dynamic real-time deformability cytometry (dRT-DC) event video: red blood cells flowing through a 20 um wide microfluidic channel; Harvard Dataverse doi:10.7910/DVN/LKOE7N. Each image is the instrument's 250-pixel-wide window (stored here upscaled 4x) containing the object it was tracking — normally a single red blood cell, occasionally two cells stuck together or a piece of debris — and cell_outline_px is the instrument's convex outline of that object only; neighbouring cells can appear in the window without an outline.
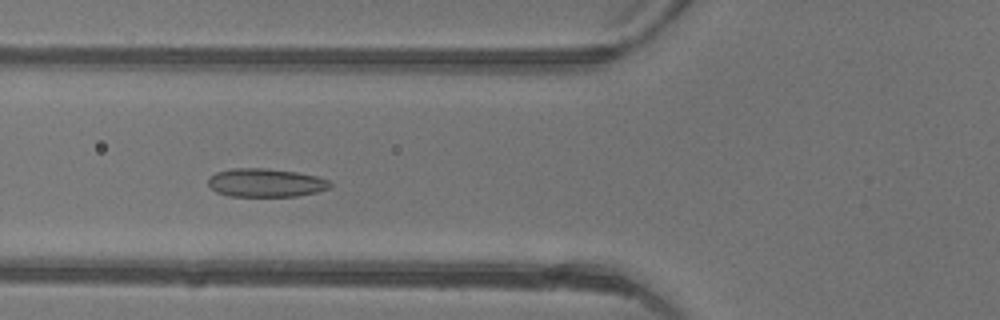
{"species": "common noctule bat (a hibernating species)", "species_latin": "Nyctalus noctula", "temperature_condition": "warm", "stored_images_in_passage": 44, "camera_frame_rate_fps": 3000, "um_per_image_px": 0.085, "animal": {"sex": "female"}, "frame": {"image": 1, "passage_image": 15, "time_ms": 4.667, "image_size_px": [1000, 320], "cell_outline_px": [[332, 184], [328, 188], [316, 192], [296, 196], [228, 196], [216, 192], [208, 184], [208, 180], [216, 172], [232, 168], [264, 168], [296, 172], [316, 176], [328, 180]], "centroid_in_image_um": [22.56, 15.53], "position_along_channel_um": 103.2, "area_um2": 20.06}}
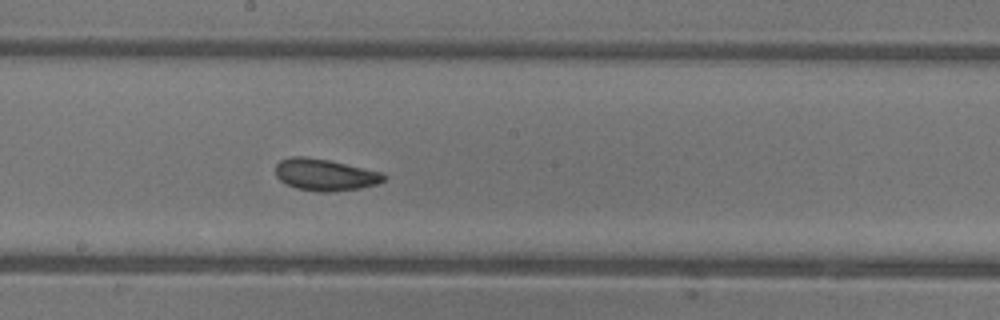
{"frame": {"image": 2, "passage_image": 23, "time_ms": 7.333, "image_size_px": [1000, 320], "cell_outline_px": [[388, 176], [384, 180], [376, 184], [360, 188], [328, 192], [320, 192], [296, 188], [280, 180], [276, 176], [276, 164], [280, 160], [292, 156], [304, 156], [328, 160], [384, 172]], "centroid_in_image_um": [27.64, 14.85], "position_along_channel_um": 220.6, "area_um2": 20.06}}
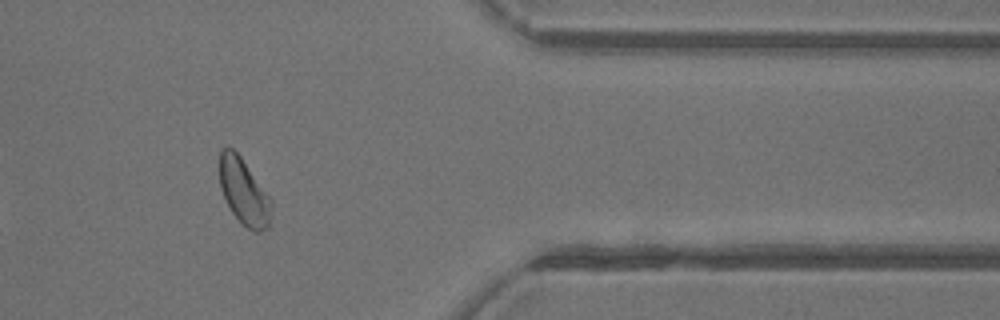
{"frame": {"image": 3, "passage_image": 36, "time_ms": 11.667, "image_size_px": [1000, 320], "cell_outline_px": [[272, 204], [268, 228], [260, 232], [256, 232], [248, 228], [232, 212], [220, 188], [220, 148], [232, 148], [240, 156], [272, 200]], "centroid_in_image_um": [20.73, 16.3], "position_along_channel_um": 390.7, "area_um2": 19.54}, "authors_computed_cell_mechanics": {"area_um2": 20.3167, "velocity_mm_per_s": 4.3931, "shape_relaxation_time_tau1_ms": 3.8744, "shape_relaxation_time_tau2_ms": 2.0927, "deformation_change_tau1": 0.0979, "deformation_change_tau2": 0.0627}}